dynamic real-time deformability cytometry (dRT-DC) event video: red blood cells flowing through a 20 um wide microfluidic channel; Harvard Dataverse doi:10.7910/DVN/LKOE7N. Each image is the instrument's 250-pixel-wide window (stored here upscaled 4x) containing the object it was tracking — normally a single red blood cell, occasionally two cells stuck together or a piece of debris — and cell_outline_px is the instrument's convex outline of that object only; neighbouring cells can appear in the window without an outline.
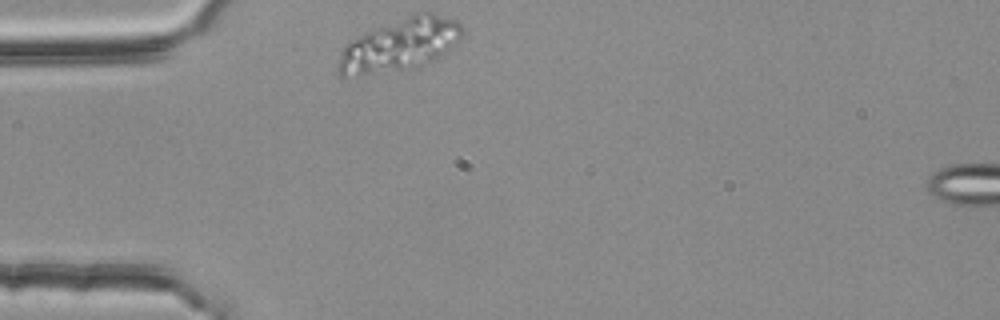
{"species": "common noctule bat (a hibernating species)", "species_latin": "Nyctalus noctula", "temperature_condition": "room temperature", "stored_images_in_passage": 28, "camera_frame_rate_fps": 3000, "um_per_image_px": 0.085, "animal": {"sex": "female", "body_mass_g": 25.1}, "frame": {"image": 1, "passage_image": 1, "time_ms": 0.0, "image_size_px": [1000, 320], "cell_outline_px": [[464, 36], [456, 44], [432, 60], [416, 68], [344, 80], [340, 76], [340, 52], [344, 44], [368, 32], [416, 12], [432, 12], [460, 20], [464, 28]], "centroid_in_image_um": [34.0, 3.84], "position_along_channel_um": 51.0, "area_um2": 38.55}}
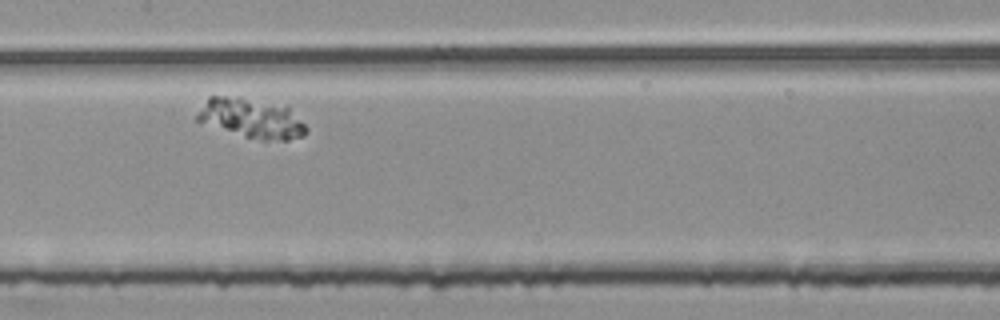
{"frame": {"image": 2, "passage_image": 14, "time_ms": 4.333, "image_size_px": [1000, 320], "cell_outline_px": [[308, 132], [304, 136], [288, 140], [260, 140], [244, 136], [196, 120], [196, 112], [208, 96], [240, 96], [288, 104], [308, 128]], "centroid_in_image_um": [21.44, 10.01], "position_along_channel_um": 186.0, "area_um2": 25.84}}
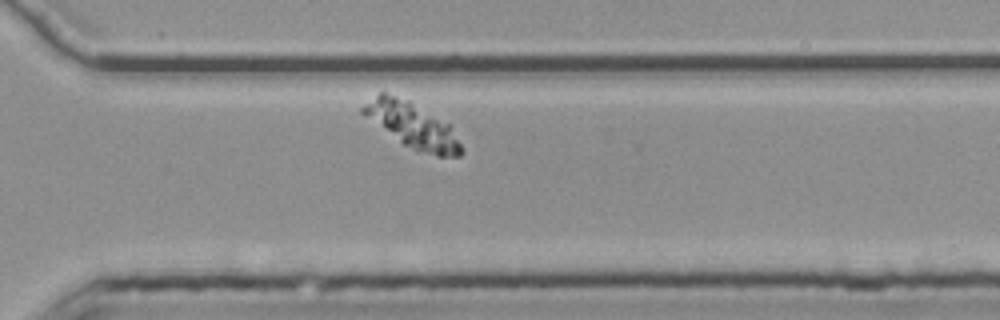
{"frame": {"image": 3, "passage_image": 27, "time_ms": 8.667, "image_size_px": [1000, 320], "cell_outline_px": [[464, 152], [460, 156], [436, 156], [404, 144], [364, 116], [360, 112], [360, 108], [364, 104], [380, 92], [384, 92], [408, 100], [448, 124], [464, 148]], "centroid_in_image_um": [35.04, 10.64], "position_along_channel_um": 335.6, "area_um2": 25.26}}